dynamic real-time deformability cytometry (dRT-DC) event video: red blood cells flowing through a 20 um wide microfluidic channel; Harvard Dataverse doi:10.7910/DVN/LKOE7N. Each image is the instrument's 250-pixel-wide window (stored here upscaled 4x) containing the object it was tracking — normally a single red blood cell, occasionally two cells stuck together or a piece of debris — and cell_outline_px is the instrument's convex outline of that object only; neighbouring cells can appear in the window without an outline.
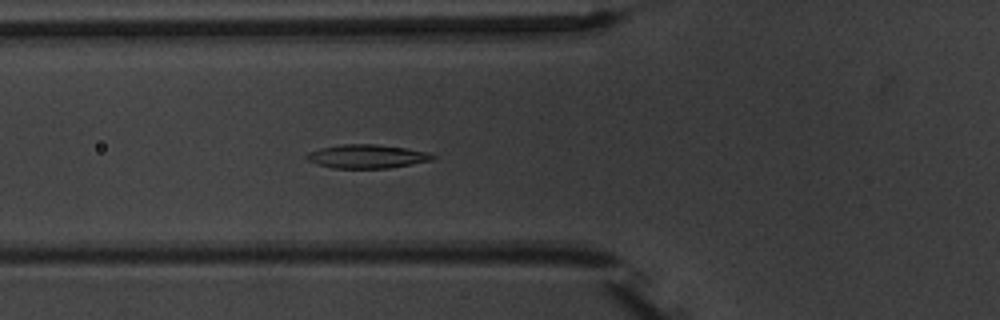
{"species": "common noctule bat (a hibernating species)", "species_latin": "Nyctalus noctula", "temperature_condition": "warm", "stored_images_in_passage": 6, "camera_frame_rate_fps": 3000, "um_per_image_px": 0.085, "animal": {"sex": "male", "body_mass_g": 20.1, "forearm_length_mm": 53.5}, "frame": {"image": 1, "passage_image": 6, "time_ms": 6.0, "image_size_px": [1000, 320], "cell_outline_px": [[436, 156], [432, 160], [388, 168], [332, 168], [316, 164], [308, 160], [304, 156], [308, 152], [320, 148], [340, 144], [376, 144], [404, 148], [428, 152]], "centroid_in_image_um": [31.14, 13.29], "position_along_channel_um": 94.7, "area_um2": 17.34}}